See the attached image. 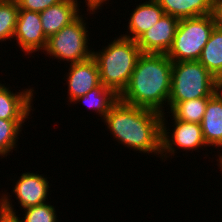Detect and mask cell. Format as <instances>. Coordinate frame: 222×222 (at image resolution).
Here are the masks:
<instances>
[{"label": "cell", "instance_id": "obj_23", "mask_svg": "<svg viewBox=\"0 0 222 222\" xmlns=\"http://www.w3.org/2000/svg\"><path fill=\"white\" fill-rule=\"evenodd\" d=\"M19 9L27 11L42 12L48 7L56 5L63 0H16Z\"/></svg>", "mask_w": 222, "mask_h": 222}, {"label": "cell", "instance_id": "obj_17", "mask_svg": "<svg viewBox=\"0 0 222 222\" xmlns=\"http://www.w3.org/2000/svg\"><path fill=\"white\" fill-rule=\"evenodd\" d=\"M165 14L180 19L212 14L214 0H155Z\"/></svg>", "mask_w": 222, "mask_h": 222}, {"label": "cell", "instance_id": "obj_21", "mask_svg": "<svg viewBox=\"0 0 222 222\" xmlns=\"http://www.w3.org/2000/svg\"><path fill=\"white\" fill-rule=\"evenodd\" d=\"M26 120H5L0 118V157L6 158L17 148L19 135Z\"/></svg>", "mask_w": 222, "mask_h": 222}, {"label": "cell", "instance_id": "obj_15", "mask_svg": "<svg viewBox=\"0 0 222 222\" xmlns=\"http://www.w3.org/2000/svg\"><path fill=\"white\" fill-rule=\"evenodd\" d=\"M201 129L206 144L218 152L222 148V87L209 97Z\"/></svg>", "mask_w": 222, "mask_h": 222}, {"label": "cell", "instance_id": "obj_12", "mask_svg": "<svg viewBox=\"0 0 222 222\" xmlns=\"http://www.w3.org/2000/svg\"><path fill=\"white\" fill-rule=\"evenodd\" d=\"M34 90L30 87L14 93L9 86L0 82V118L5 120L28 119L32 115L31 111H34L32 105L35 98Z\"/></svg>", "mask_w": 222, "mask_h": 222}, {"label": "cell", "instance_id": "obj_10", "mask_svg": "<svg viewBox=\"0 0 222 222\" xmlns=\"http://www.w3.org/2000/svg\"><path fill=\"white\" fill-rule=\"evenodd\" d=\"M69 66L65 81L68 86L67 98L72 104L75 99L86 95L100 84V75L93 57L82 62L70 63Z\"/></svg>", "mask_w": 222, "mask_h": 222}, {"label": "cell", "instance_id": "obj_28", "mask_svg": "<svg viewBox=\"0 0 222 222\" xmlns=\"http://www.w3.org/2000/svg\"><path fill=\"white\" fill-rule=\"evenodd\" d=\"M219 167V171H221L220 173L222 174V166H218ZM222 176V175H221Z\"/></svg>", "mask_w": 222, "mask_h": 222}, {"label": "cell", "instance_id": "obj_1", "mask_svg": "<svg viewBox=\"0 0 222 222\" xmlns=\"http://www.w3.org/2000/svg\"><path fill=\"white\" fill-rule=\"evenodd\" d=\"M162 114L120 99L102 120L119 145L161 157Z\"/></svg>", "mask_w": 222, "mask_h": 222}, {"label": "cell", "instance_id": "obj_16", "mask_svg": "<svg viewBox=\"0 0 222 222\" xmlns=\"http://www.w3.org/2000/svg\"><path fill=\"white\" fill-rule=\"evenodd\" d=\"M130 19L127 25V33L121 36L136 40L142 33L147 31L153 25L161 19L165 14L164 10L155 0H145L136 5V8L132 9Z\"/></svg>", "mask_w": 222, "mask_h": 222}, {"label": "cell", "instance_id": "obj_26", "mask_svg": "<svg viewBox=\"0 0 222 222\" xmlns=\"http://www.w3.org/2000/svg\"><path fill=\"white\" fill-rule=\"evenodd\" d=\"M222 151V149H221ZM218 156V159L216 160L218 162V165L217 166H222V153L218 152L217 154Z\"/></svg>", "mask_w": 222, "mask_h": 222}, {"label": "cell", "instance_id": "obj_27", "mask_svg": "<svg viewBox=\"0 0 222 222\" xmlns=\"http://www.w3.org/2000/svg\"><path fill=\"white\" fill-rule=\"evenodd\" d=\"M0 222H12L11 219H6L0 216Z\"/></svg>", "mask_w": 222, "mask_h": 222}, {"label": "cell", "instance_id": "obj_14", "mask_svg": "<svg viewBox=\"0 0 222 222\" xmlns=\"http://www.w3.org/2000/svg\"><path fill=\"white\" fill-rule=\"evenodd\" d=\"M12 195L7 193H0V216L6 219H11L12 222H58L56 206L51 205L50 202H45L40 205L31 206L24 209L23 218L16 215L18 212L12 203ZM50 203V204H49Z\"/></svg>", "mask_w": 222, "mask_h": 222}, {"label": "cell", "instance_id": "obj_9", "mask_svg": "<svg viewBox=\"0 0 222 222\" xmlns=\"http://www.w3.org/2000/svg\"><path fill=\"white\" fill-rule=\"evenodd\" d=\"M178 23V18L164 14L135 40L142 53L166 54L173 43Z\"/></svg>", "mask_w": 222, "mask_h": 222}, {"label": "cell", "instance_id": "obj_22", "mask_svg": "<svg viewBox=\"0 0 222 222\" xmlns=\"http://www.w3.org/2000/svg\"><path fill=\"white\" fill-rule=\"evenodd\" d=\"M19 7L16 0H0V42L13 40Z\"/></svg>", "mask_w": 222, "mask_h": 222}, {"label": "cell", "instance_id": "obj_19", "mask_svg": "<svg viewBox=\"0 0 222 222\" xmlns=\"http://www.w3.org/2000/svg\"><path fill=\"white\" fill-rule=\"evenodd\" d=\"M198 61L222 84V30L214 28Z\"/></svg>", "mask_w": 222, "mask_h": 222}, {"label": "cell", "instance_id": "obj_6", "mask_svg": "<svg viewBox=\"0 0 222 222\" xmlns=\"http://www.w3.org/2000/svg\"><path fill=\"white\" fill-rule=\"evenodd\" d=\"M81 14L71 24L64 26L59 32L47 39V45L43 52L46 57L66 61L67 63L82 62L90 59L93 48L90 49L89 30L86 20ZM86 19V20H85ZM89 45V46H88ZM48 55V56H47Z\"/></svg>", "mask_w": 222, "mask_h": 222}, {"label": "cell", "instance_id": "obj_13", "mask_svg": "<svg viewBox=\"0 0 222 222\" xmlns=\"http://www.w3.org/2000/svg\"><path fill=\"white\" fill-rule=\"evenodd\" d=\"M80 3L82 2L79 0H63L39 13L42 29L47 39L80 16Z\"/></svg>", "mask_w": 222, "mask_h": 222}, {"label": "cell", "instance_id": "obj_20", "mask_svg": "<svg viewBox=\"0 0 222 222\" xmlns=\"http://www.w3.org/2000/svg\"><path fill=\"white\" fill-rule=\"evenodd\" d=\"M209 97L190 99L182 102H168L170 119L201 124Z\"/></svg>", "mask_w": 222, "mask_h": 222}, {"label": "cell", "instance_id": "obj_25", "mask_svg": "<svg viewBox=\"0 0 222 222\" xmlns=\"http://www.w3.org/2000/svg\"><path fill=\"white\" fill-rule=\"evenodd\" d=\"M110 0H85V5L87 6V12L91 15L100 12L103 9V4H109ZM108 2V3H107ZM99 9V10H98ZM98 10V11H97Z\"/></svg>", "mask_w": 222, "mask_h": 222}, {"label": "cell", "instance_id": "obj_2", "mask_svg": "<svg viewBox=\"0 0 222 222\" xmlns=\"http://www.w3.org/2000/svg\"><path fill=\"white\" fill-rule=\"evenodd\" d=\"M171 78L172 61L166 54L142 53L119 99L163 114L168 107Z\"/></svg>", "mask_w": 222, "mask_h": 222}, {"label": "cell", "instance_id": "obj_7", "mask_svg": "<svg viewBox=\"0 0 222 222\" xmlns=\"http://www.w3.org/2000/svg\"><path fill=\"white\" fill-rule=\"evenodd\" d=\"M165 115L167 114L163 113L161 116L162 133L160 159L162 158V162H165L167 158H170V156L172 157L176 155L175 153H177V149H181L187 153L191 150V153L193 152V150L199 151L200 149H202L204 151V148L205 150H207V147L209 146L204 140L201 124L193 122H184L178 119H171L172 122L170 123L173 124L172 130L170 129L171 126L166 125L168 121Z\"/></svg>", "mask_w": 222, "mask_h": 222}, {"label": "cell", "instance_id": "obj_18", "mask_svg": "<svg viewBox=\"0 0 222 222\" xmlns=\"http://www.w3.org/2000/svg\"><path fill=\"white\" fill-rule=\"evenodd\" d=\"M119 100V96L110 88L100 83L97 87L91 89L86 95L75 99L72 104L82 102L89 109L103 120L111 107Z\"/></svg>", "mask_w": 222, "mask_h": 222}, {"label": "cell", "instance_id": "obj_24", "mask_svg": "<svg viewBox=\"0 0 222 222\" xmlns=\"http://www.w3.org/2000/svg\"><path fill=\"white\" fill-rule=\"evenodd\" d=\"M212 15L215 21V27L222 30V0H214Z\"/></svg>", "mask_w": 222, "mask_h": 222}, {"label": "cell", "instance_id": "obj_11", "mask_svg": "<svg viewBox=\"0 0 222 222\" xmlns=\"http://www.w3.org/2000/svg\"><path fill=\"white\" fill-rule=\"evenodd\" d=\"M15 181L13 194L18 200L21 209L36 206L47 202L50 191V184L47 177L43 174L24 172Z\"/></svg>", "mask_w": 222, "mask_h": 222}, {"label": "cell", "instance_id": "obj_8", "mask_svg": "<svg viewBox=\"0 0 222 222\" xmlns=\"http://www.w3.org/2000/svg\"><path fill=\"white\" fill-rule=\"evenodd\" d=\"M16 44L25 55L43 51L47 45V38L42 29L39 12L19 9L16 30L13 37Z\"/></svg>", "mask_w": 222, "mask_h": 222}, {"label": "cell", "instance_id": "obj_5", "mask_svg": "<svg viewBox=\"0 0 222 222\" xmlns=\"http://www.w3.org/2000/svg\"><path fill=\"white\" fill-rule=\"evenodd\" d=\"M214 28L212 14L180 19L166 56L172 62L197 61Z\"/></svg>", "mask_w": 222, "mask_h": 222}, {"label": "cell", "instance_id": "obj_3", "mask_svg": "<svg viewBox=\"0 0 222 222\" xmlns=\"http://www.w3.org/2000/svg\"><path fill=\"white\" fill-rule=\"evenodd\" d=\"M141 54L135 40L121 35L107 42L102 50L93 49L92 57L98 65L100 83L119 96L126 88Z\"/></svg>", "mask_w": 222, "mask_h": 222}, {"label": "cell", "instance_id": "obj_4", "mask_svg": "<svg viewBox=\"0 0 222 222\" xmlns=\"http://www.w3.org/2000/svg\"><path fill=\"white\" fill-rule=\"evenodd\" d=\"M222 84L197 61L172 62V78L168 102L211 97Z\"/></svg>", "mask_w": 222, "mask_h": 222}]
</instances>
